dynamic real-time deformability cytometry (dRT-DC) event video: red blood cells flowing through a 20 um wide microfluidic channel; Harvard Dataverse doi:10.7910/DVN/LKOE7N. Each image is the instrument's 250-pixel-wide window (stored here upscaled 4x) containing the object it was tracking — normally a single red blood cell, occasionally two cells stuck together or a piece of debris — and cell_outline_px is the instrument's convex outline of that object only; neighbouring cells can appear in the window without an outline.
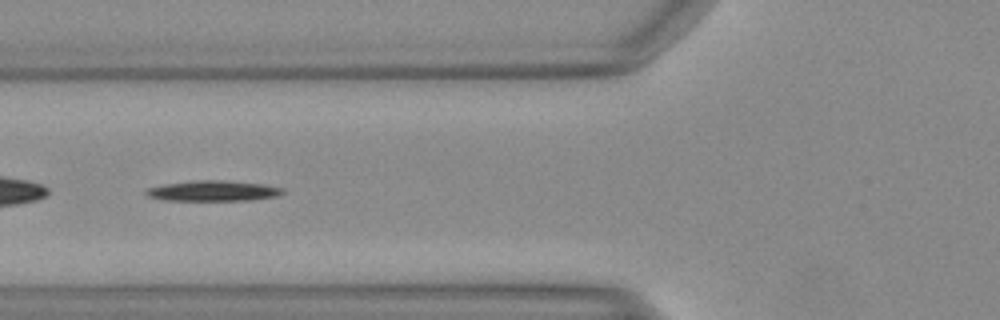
{"species": "Egyptian fruit bat (a non-hibernating species)", "species_latin": "Rousettus aegyptiacus", "temperature_condition": "warm", "stored_images_in_passage": 29, "camera_frame_rate_fps": 3000, "um_per_image_px": 0.085, "animal": {"sex": "female"}, "frame": {"image": 1, "passage_image": 5, "time_ms": 1.333, "image_size_px": [1000, 320], "cell_outline_px": [[284, 192], [276, 196], [252, 200], [164, 200], [148, 196], [144, 192], [148, 188], [164, 184], [196, 180], [220, 180], [264, 184], [284, 188]], "centroid_in_image_um": [18.12, 16.22], "position_along_channel_um": 107.7, "area_um2": 16.18}}